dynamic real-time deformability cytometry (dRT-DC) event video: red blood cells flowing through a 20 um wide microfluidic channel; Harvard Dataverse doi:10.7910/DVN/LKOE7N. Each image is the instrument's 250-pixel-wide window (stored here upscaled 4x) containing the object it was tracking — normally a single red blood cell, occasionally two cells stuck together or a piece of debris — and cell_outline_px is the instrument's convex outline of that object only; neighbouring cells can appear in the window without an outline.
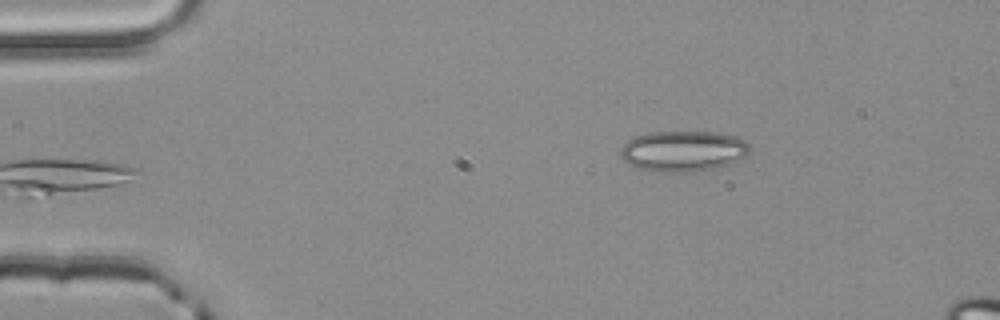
{"species": "common noctule bat (a hibernating species)", "species_latin": "Nyctalus noctula", "temperature_condition": "room temperature", "stored_images_in_passage": 3, "camera_frame_rate_fps": 3000, "um_per_image_px": 0.085, "animal": {"sex": "male", "body_mass_g": 20.4}, "frame": {"image": 1, "passage_image": 3, "time_ms": 0.667, "image_size_px": [1000, 320], "cell_outline_px": [[752, 148], [744, 156], [728, 164], [716, 168], [692, 172], [652, 172], [628, 164], [620, 156], [620, 152], [624, 144], [628, 140], [636, 136], [648, 132], [720, 132], [736, 136], [744, 140]], "centroid_in_image_um": [58.06, 12.84], "position_along_channel_um": 26.9, "area_um2": 30.81}}